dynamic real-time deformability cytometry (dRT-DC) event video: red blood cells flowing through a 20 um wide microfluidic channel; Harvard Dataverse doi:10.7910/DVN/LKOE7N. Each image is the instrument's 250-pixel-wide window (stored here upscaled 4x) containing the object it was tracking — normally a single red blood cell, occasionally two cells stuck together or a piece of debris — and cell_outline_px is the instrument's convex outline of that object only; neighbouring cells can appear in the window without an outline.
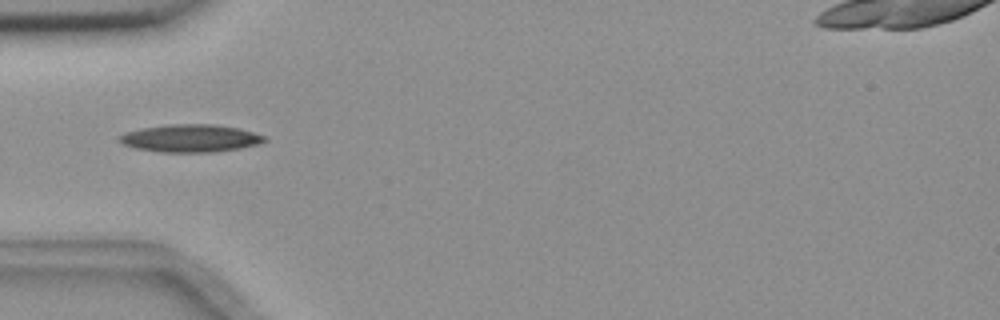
{"species": "common noctule bat (a hibernating species)", "species_latin": "Nyctalus noctula", "temperature_condition": "room temperature", "stored_images_in_passage": 39, "camera_frame_rate_fps": 3000, "um_per_image_px": 0.085, "animal": {"sex": "female", "body_mass_g": 18.4}, "frame": {"image": 1, "passage_image": 1, "time_ms": 0.0, "image_size_px": [1000, 320], "cell_outline_px": [[268, 140], [260, 144], [240, 148], [216, 152], [160, 152], [136, 148], [124, 144], [120, 140], [120, 136], [128, 132], [140, 128], [168, 124], [212, 124], [240, 128], [264, 136]], "centroid_in_image_um": [16.24, 11.75], "position_along_channel_um": 68.8, "area_um2": 23.29}}
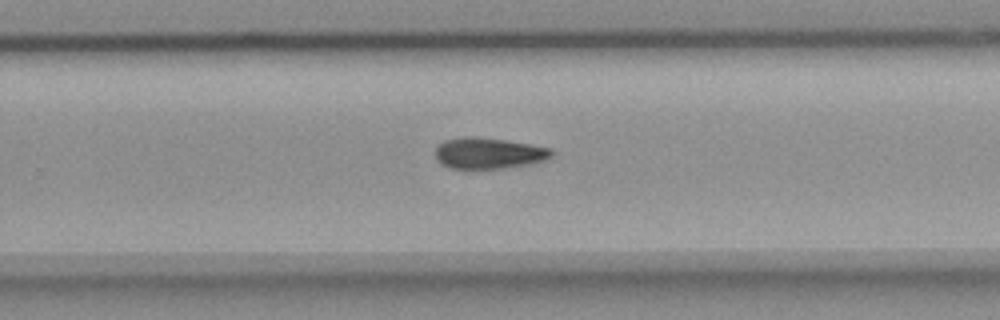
{"frame": {"image": 2, "passage_image": 19, "time_ms": 6.0, "image_size_px": [1000, 320], "cell_outline_px": [[556, 152], [552, 156], [544, 160], [524, 164], [500, 168], [452, 168], [436, 160], [436, 148], [444, 140], [464, 136], [468, 136], [504, 140], [552, 148]], "centroid_in_image_um": [41.54, 13.01], "position_along_channel_um": 288.3, "area_um2": 20.63}}
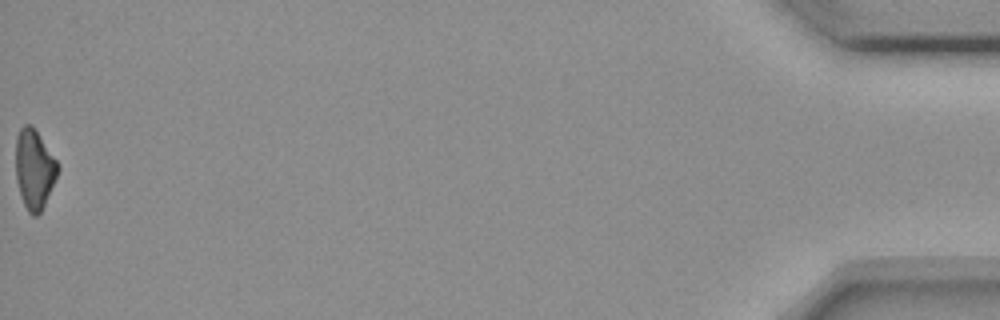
{"frame": {"image": 3, "passage_image": 39, "time_ms": 12.667, "image_size_px": [1000, 320], "cell_outline_px": [[60, 168], [44, 204], [40, 212], [36, 216], [32, 216], [28, 212], [20, 196], [16, 180], [16, 136], [20, 128], [24, 124], [32, 124], [60, 164]], "centroid_in_image_um": [2.91, 14.34], "position_along_channel_um": 432.3, "area_um2": 19.59}, "authors_computed_cell_mechanics": {"area_um2": 21.1548, "velocity_mm_per_s": 3.6727, "shape_relaxation_time_tau1_ms": 3.7733, "shape_relaxation_time_tau2_ms": null, "deformation_change_tau1": 0.1431, "deformation_change_tau2": null}}